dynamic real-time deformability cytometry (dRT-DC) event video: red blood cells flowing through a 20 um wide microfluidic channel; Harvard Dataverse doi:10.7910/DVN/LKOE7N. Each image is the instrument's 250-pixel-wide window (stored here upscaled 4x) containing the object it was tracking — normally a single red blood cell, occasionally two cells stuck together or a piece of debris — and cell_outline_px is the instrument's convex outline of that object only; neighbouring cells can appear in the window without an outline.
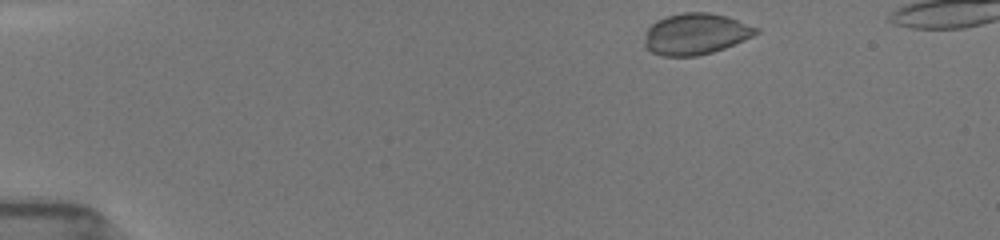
{"species": "common noctule bat (a hibernating species)", "species_latin": "Nyctalus noctula", "temperature_condition": "room temperature", "stored_images_in_passage": 14, "camera_frame_rate_fps": 3000, "um_per_image_px": 0.085, "animal": {"sex": "female", "body_mass_g": 19.5, "forearm_length_mm": 54.1}, "frame": {"image": 1, "passage_image": 1, "time_ms": 0.0, "image_size_px": [1000, 240], "cell_outline_px": [[760, 32], [744, 40], [724, 48], [712, 52], [696, 56], [664, 56], [652, 52], [644, 44], [644, 32], [656, 20], [664, 16], [684, 12], [708, 12], [728, 16], [760, 28]], "centroid_in_image_um": [59.13, 2.87], "position_along_channel_um": 25.9, "area_um2": 26.99}}
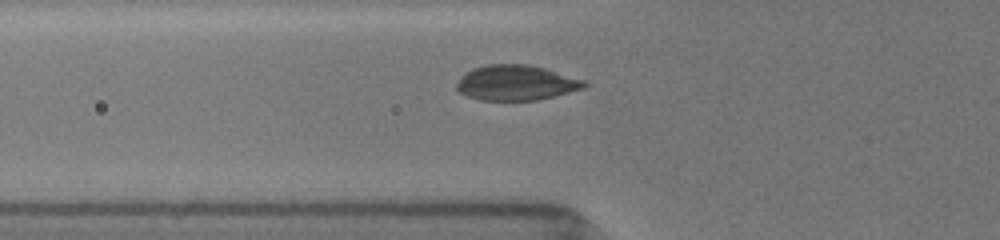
{"frame": {"image": 2, "passage_image": 10, "time_ms": 3.667, "image_size_px": [1000, 240], "cell_outline_px": [[588, 84], [584, 88], [536, 100], [480, 100], [456, 92], [456, 84], [460, 76], [464, 72], [472, 68], [484, 64], [528, 64], [544, 68], [584, 80]], "centroid_in_image_um": [43.79, 7.02], "position_along_channel_um": 82.0, "area_um2": 26.24}}
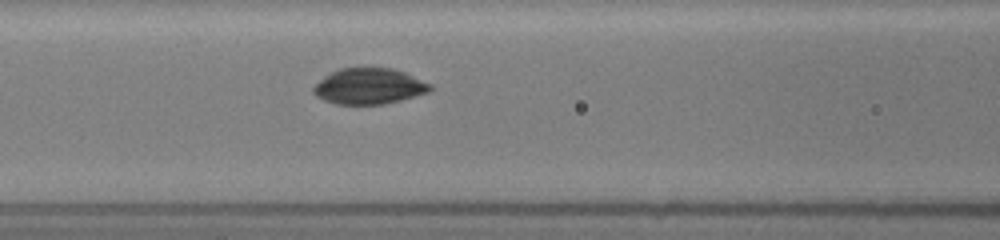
{"frame": {"image": 3, "passage_image": 14, "time_ms": 5.0, "image_size_px": [1000, 240], "cell_outline_px": [[432, 88], [428, 92], [400, 100], [384, 104], [336, 104], [324, 100], [316, 96], [312, 92], [312, 88], [324, 76], [340, 68], [392, 68], [404, 72], [432, 84]], "centroid_in_image_um": [31.36, 7.33], "position_along_channel_um": 135.2, "area_um2": 24.28}}